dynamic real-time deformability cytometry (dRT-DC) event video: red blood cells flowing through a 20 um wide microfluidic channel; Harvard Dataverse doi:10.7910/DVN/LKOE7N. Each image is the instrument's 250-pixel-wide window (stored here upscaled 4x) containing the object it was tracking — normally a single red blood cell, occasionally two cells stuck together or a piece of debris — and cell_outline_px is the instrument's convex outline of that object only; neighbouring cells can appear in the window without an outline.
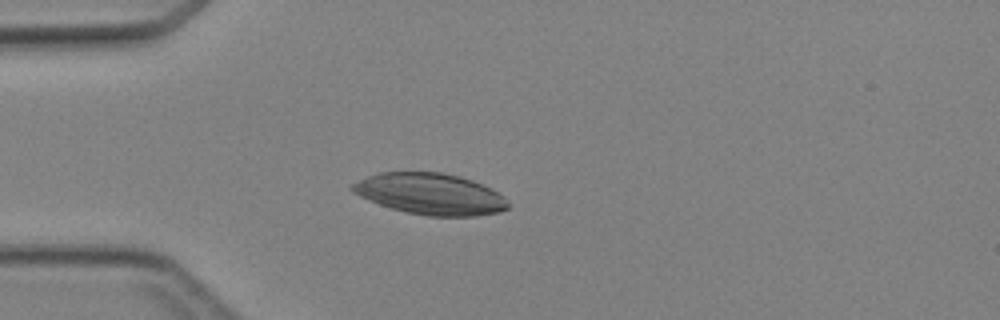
{"species": "Egyptian fruit bat (a non-hibernating species)", "species_latin": "Rousettus aegyptiacus", "temperature_condition": "cold", "stored_images_in_passage": 42, "camera_frame_rate_fps": 3000, "um_per_image_px": 0.085, "animal": {"sex": "female"}, "frame": {"image": 1, "passage_image": 13, "time_ms": 4.0, "image_size_px": [1000, 320], "cell_outline_px": [[508, 208], [500, 212], [476, 216], [428, 216], [408, 212], [392, 208], [368, 200], [352, 192], [348, 188], [352, 184], [368, 176], [380, 172], [444, 172], [460, 176], [472, 180], [504, 196], [508, 204]], "centroid_in_image_um": [36.56, 16.48], "position_along_channel_um": 48.4, "area_um2": 37.28}}
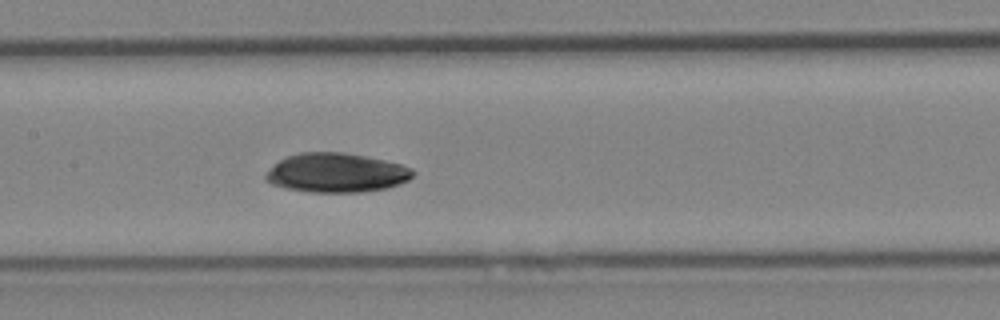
{"frame": {"image": 2, "passage_image": 23, "time_ms": 7.333, "image_size_px": [1000, 320], "cell_outline_px": [[416, 172], [408, 180], [400, 184], [388, 188], [364, 192], [308, 192], [284, 188], [272, 184], [264, 176], [280, 160], [288, 156], [300, 152], [344, 152], [384, 160], [400, 164], [412, 168]], "centroid_in_image_um": [28.63, 14.69], "position_along_channel_um": 178.8, "area_um2": 33.58}}
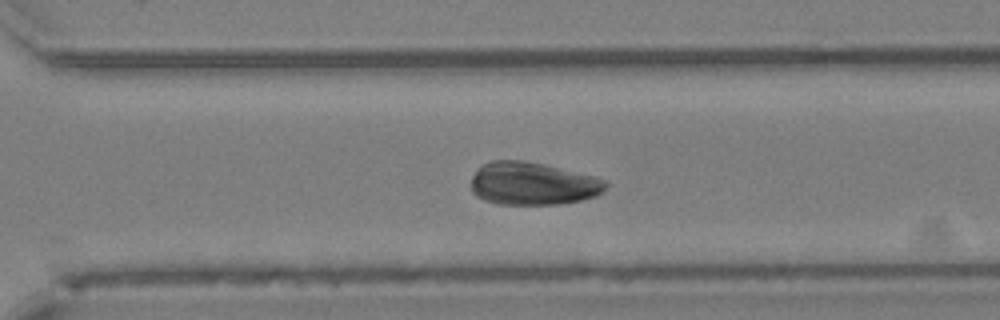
{"frame": {"image": 3, "passage_image": 33, "time_ms": 10.667, "image_size_px": [1000, 320], "cell_outline_px": [[608, 184], [604, 192], [596, 196], [580, 200], [560, 204], [496, 204], [484, 200], [476, 196], [472, 192], [472, 176], [476, 168], [492, 160], [524, 160], [544, 164], [596, 176], [608, 180]], "centroid_in_image_um": [45.3, 15.6], "position_along_channel_um": 325.3, "area_um2": 33.99}}